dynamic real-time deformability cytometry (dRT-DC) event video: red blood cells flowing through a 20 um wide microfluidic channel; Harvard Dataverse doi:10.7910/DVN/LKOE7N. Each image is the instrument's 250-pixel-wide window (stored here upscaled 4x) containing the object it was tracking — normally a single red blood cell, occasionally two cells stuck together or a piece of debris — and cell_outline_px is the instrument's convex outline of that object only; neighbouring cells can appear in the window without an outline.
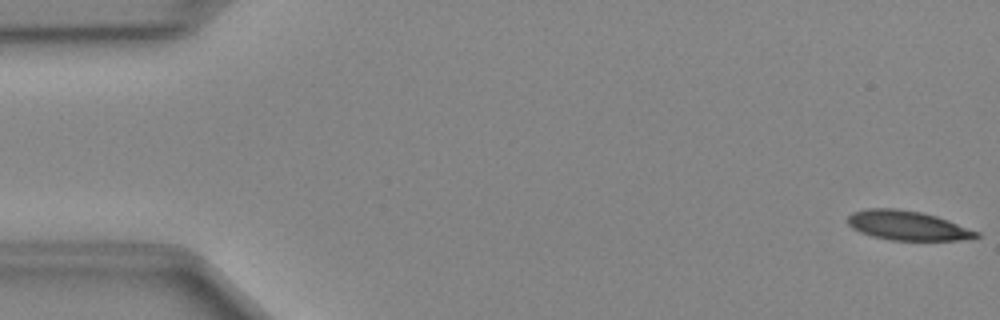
{"species": "Egyptian fruit bat (a non-hibernating species)", "species_latin": "Rousettus aegyptiacus", "temperature_condition": "cold", "stored_images_in_passage": 49, "segment_of_instrument_passage": [1, 2], "camera_frame_rate_fps": 3000, "um_per_image_px": 0.085, "animal": {"sex": "female"}, "frame": {"image": 1, "passage_image": 1, "time_ms": 0.0, "image_size_px": [1000, 320], "cell_outline_px": [[980, 236], [960, 240], [892, 240], [872, 236], [860, 232], [852, 228], [848, 224], [848, 216], [852, 212], [864, 208], [896, 208], [920, 212], [936, 216], [948, 220], [980, 232]], "centroid_in_image_um": [77.11, 19.16], "position_along_channel_um": 7.9, "area_um2": 22.02}}
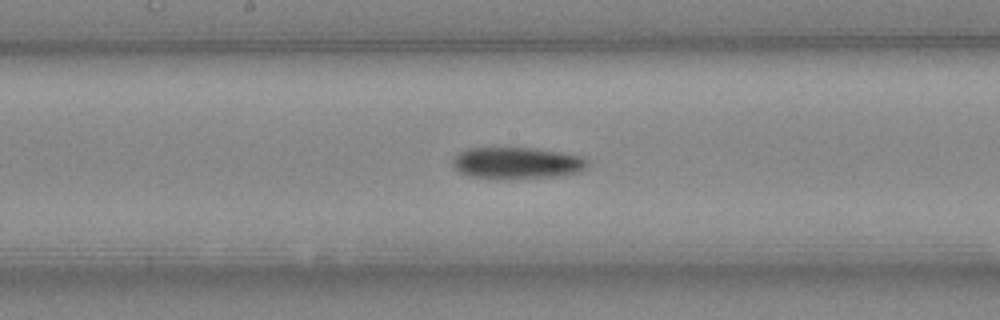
{"frame": {"image": 2, "passage_image": 25, "time_ms": 8.0, "image_size_px": [1000, 320], "cell_outline_px": [[588, 164], [580, 172], [556, 176], [512, 180], [496, 180], [468, 176], [460, 172], [452, 164], [452, 160], [460, 152], [468, 148], [536, 148], [560, 152], [580, 156], [588, 160]], "centroid_in_image_um": [43.92, 13.88], "position_along_channel_um": 204.3, "area_um2": 25.26}}
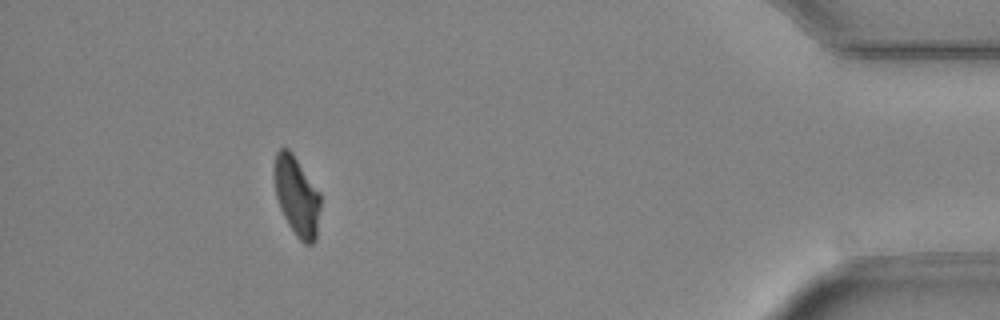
{"frame": {"image": 3, "passage_image": 44, "time_ms": 14.333, "image_size_px": [1000, 320], "cell_outline_px": [[320, 208], [316, 240], [312, 244], [304, 244], [296, 236], [288, 224], [280, 208], [276, 196], [272, 172], [272, 168], [276, 152], [280, 148], [288, 148], [292, 152], [320, 192]], "centroid_in_image_um": [25.2, 16.65], "position_along_channel_um": 410.0, "area_um2": 21.73}}